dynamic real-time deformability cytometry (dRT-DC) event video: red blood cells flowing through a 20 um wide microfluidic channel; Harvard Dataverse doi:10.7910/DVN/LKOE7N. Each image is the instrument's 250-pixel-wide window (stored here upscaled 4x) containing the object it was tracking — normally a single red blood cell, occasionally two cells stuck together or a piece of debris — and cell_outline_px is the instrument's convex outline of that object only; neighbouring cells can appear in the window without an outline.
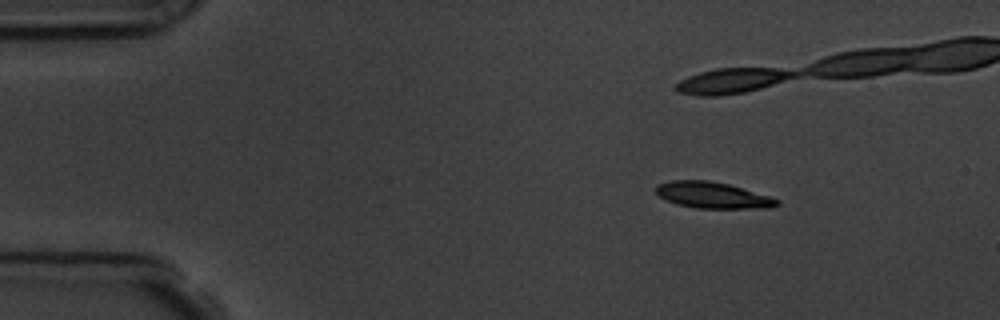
{"species": "common noctule bat (a hibernating species)", "species_latin": "Nyctalus noctula", "temperature_condition": "room temperature", "stored_images_in_passage": 4, "camera_frame_rate_fps": 3000, "um_per_image_px": 0.085, "animal": {"sex": "male", "body_mass_g": 19.5, "forearm_length_mm": 54.6}, "frame": {"image": 1, "passage_image": 1, "time_ms": 0.0, "image_size_px": [1000, 320], "cell_outline_px": [[780, 204], [772, 208], [696, 208], [676, 204], [660, 196], [656, 192], [656, 184], [672, 180], [708, 180], [728, 184], [768, 196], [780, 200]], "centroid_in_image_um": [60.57, 16.59], "position_along_channel_um": 24.4, "area_um2": 18.38}}